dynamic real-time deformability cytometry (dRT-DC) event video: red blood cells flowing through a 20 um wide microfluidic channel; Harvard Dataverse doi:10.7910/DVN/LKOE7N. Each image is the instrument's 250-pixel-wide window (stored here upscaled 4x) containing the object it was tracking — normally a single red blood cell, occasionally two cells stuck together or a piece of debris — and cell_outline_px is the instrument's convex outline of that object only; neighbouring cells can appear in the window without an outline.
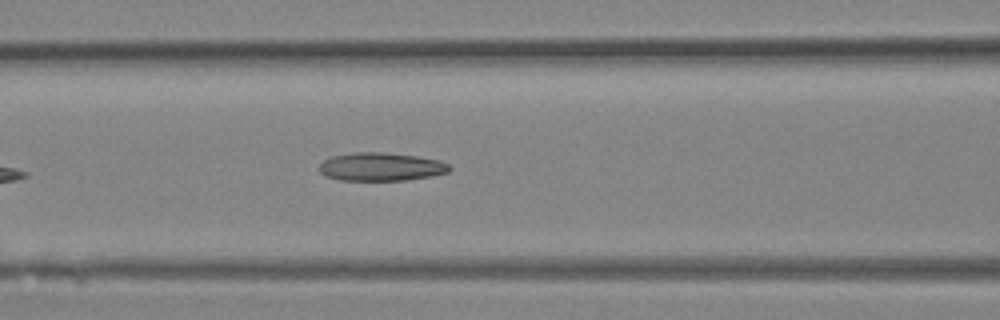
{"species": "Egyptian fruit bat (a non-hibernating species)", "species_latin": "Rousettus aegyptiacus", "temperature_condition": "room temperature", "stored_images_in_passage": 20, "camera_frame_rate_fps": 3000, "um_per_image_px": 0.085, "animal": {"sex": "female"}, "frame": {"image": 1, "passage_image": 5, "time_ms": 1.333, "image_size_px": [1000, 320], "cell_outline_px": [[452, 168], [448, 172], [432, 176], [404, 180], [340, 180], [324, 176], [320, 172], [320, 164], [324, 160], [332, 156], [352, 152], [384, 152], [416, 156], [440, 160], [448, 164]], "centroid_in_image_um": [32.38, 14.17], "position_along_channel_um": 134.2, "area_um2": 21.5}}
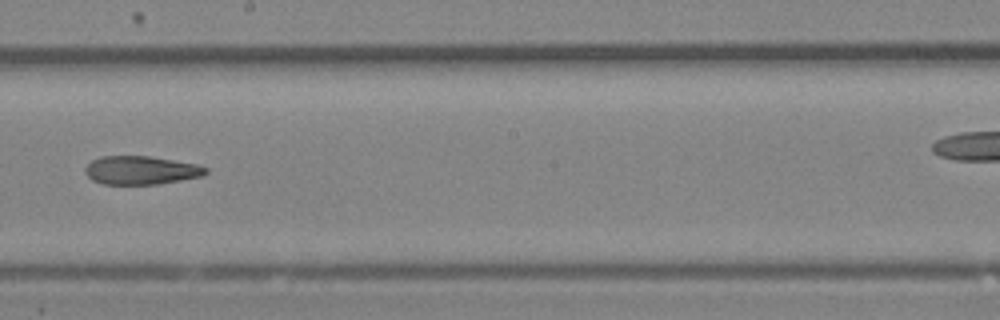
{"frame": {"image": 2, "passage_image": 10, "time_ms": 3.0, "image_size_px": [1000, 320], "cell_outline_px": [[208, 172], [204, 176], [156, 184], [104, 184], [92, 180], [84, 172], [84, 168], [92, 160], [100, 156], [148, 156], [196, 164], [208, 168]], "centroid_in_image_um": [11.97, 14.47], "position_along_channel_um": 236.2, "area_um2": 19.94}}
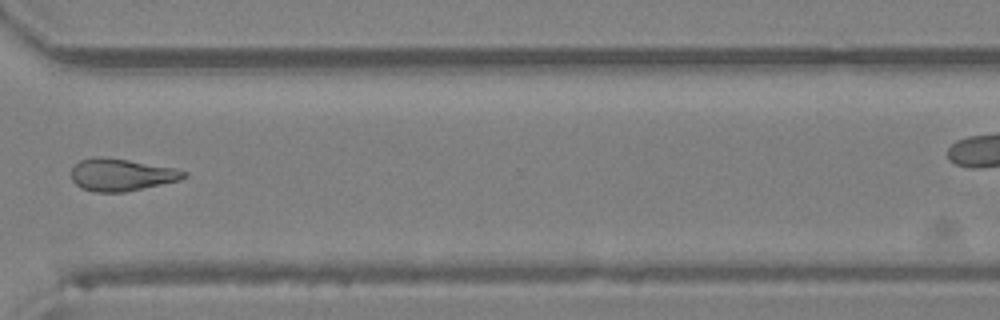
{"frame": {"image": 3, "passage_image": 16, "time_ms": 5.0, "image_size_px": [1000, 320], "cell_outline_px": [[188, 176], [180, 180], [124, 192], [96, 192], [80, 188], [72, 180], [72, 168], [80, 160], [92, 156], [100, 156], [128, 160], [176, 168], [188, 172]], "centroid_in_image_um": [10.32, 14.85], "position_along_channel_um": 360.3, "area_um2": 21.21}}